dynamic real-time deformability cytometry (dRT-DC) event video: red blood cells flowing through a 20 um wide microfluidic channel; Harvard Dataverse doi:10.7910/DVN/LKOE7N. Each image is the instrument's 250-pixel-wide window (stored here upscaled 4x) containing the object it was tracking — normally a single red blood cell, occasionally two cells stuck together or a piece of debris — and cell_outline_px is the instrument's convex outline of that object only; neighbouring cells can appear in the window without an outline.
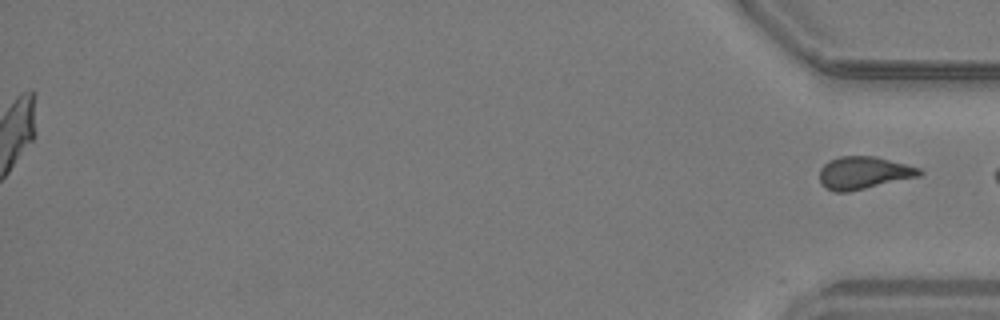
{"species": "common noctule bat (a hibernating species)", "species_latin": "Nyctalus noctula", "temperature_condition": "warm", "stored_images_in_passage": 43, "segment_of_instrument_passage": [2, 2], "camera_frame_rate_fps": 3000, "um_per_image_px": 0.085, "animal": {"sex": "male", "body_mass_g": 19.2, "forearm_length_mm": 51.8}, "frame": {"image": 1, "passage_image": 43, "time_ms": 14.0, "image_size_px": [1000, 320], "cell_outline_px": [[924, 172], [920, 176], [848, 192], [836, 192], [824, 188], [820, 184], [820, 168], [828, 160], [840, 156], [876, 156], [920, 168]], "centroid_in_image_um": [73.39, 14.69], "position_along_channel_um": 361.8, "area_um2": 19.07}}